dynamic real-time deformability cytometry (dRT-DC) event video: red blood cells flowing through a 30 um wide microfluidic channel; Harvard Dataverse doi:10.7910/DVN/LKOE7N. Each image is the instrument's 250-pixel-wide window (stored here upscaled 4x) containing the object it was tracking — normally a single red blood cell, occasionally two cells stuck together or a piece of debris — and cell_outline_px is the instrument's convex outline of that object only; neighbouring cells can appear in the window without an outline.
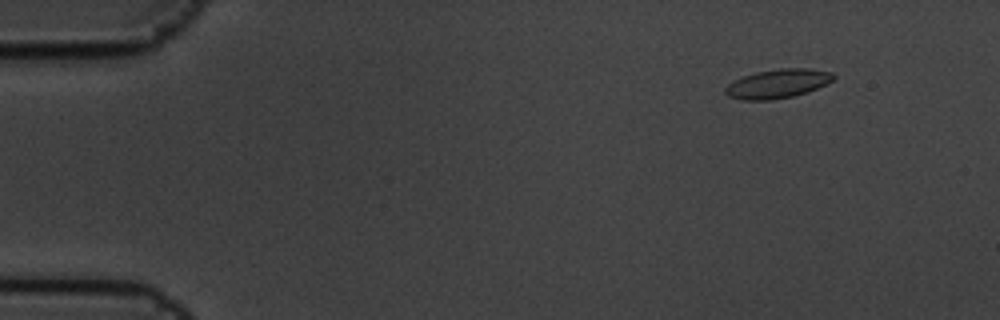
{"species": "common noctule bat (a hibernating species)", "species_latin": "Nyctalus noctula", "temperature_condition": "cold", "stored_images_in_passage": 7, "camera_frame_rate_fps": 3000, "um_per_image_px": 0.085, "animal": {"sex": "male", "body_mass_g": 19.5, "forearm_length_mm": 54.6}, "frame": {"image": 1, "passage_image": 2, "time_ms": 0.333, "image_size_px": [1000, 320], "cell_outline_px": [[836, 76], [832, 80], [808, 92], [792, 96], [772, 100], [744, 100], [728, 96], [724, 92], [724, 88], [728, 84], [744, 76], [756, 72], [780, 68], [808, 68], [832, 72]], "centroid_in_image_um": [66.09, 7.11], "position_along_channel_um": 18.9, "area_um2": 18.15}}
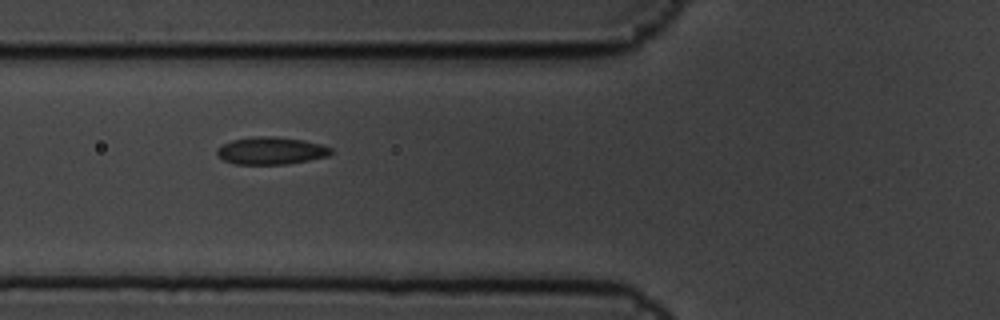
{"frame": {"image": 2, "passage_image": 6, "time_ms": 1.667, "image_size_px": [1000, 320], "cell_outline_px": [[332, 152], [328, 156], [288, 164], [236, 164], [224, 160], [216, 152], [216, 148], [232, 140], [256, 136], [276, 136], [304, 140], [320, 144], [332, 148]], "centroid_in_image_um": [23.05, 12.8], "position_along_channel_um": 102.8, "area_um2": 18.15}}
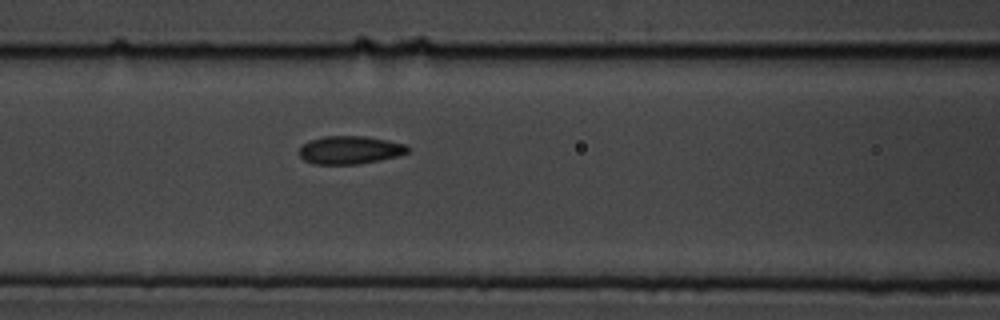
{"frame": {"image": 3, "passage_image": 7, "time_ms": 2.0, "image_size_px": [1000, 320], "cell_outline_px": [[408, 152], [396, 156], [380, 160], [360, 164], [312, 164], [304, 160], [300, 156], [300, 148], [308, 140], [324, 136], [364, 136], [388, 140], [404, 144], [408, 148]], "centroid_in_image_um": [29.71, 12.75], "position_along_channel_um": 136.9, "area_um2": 17.69}}